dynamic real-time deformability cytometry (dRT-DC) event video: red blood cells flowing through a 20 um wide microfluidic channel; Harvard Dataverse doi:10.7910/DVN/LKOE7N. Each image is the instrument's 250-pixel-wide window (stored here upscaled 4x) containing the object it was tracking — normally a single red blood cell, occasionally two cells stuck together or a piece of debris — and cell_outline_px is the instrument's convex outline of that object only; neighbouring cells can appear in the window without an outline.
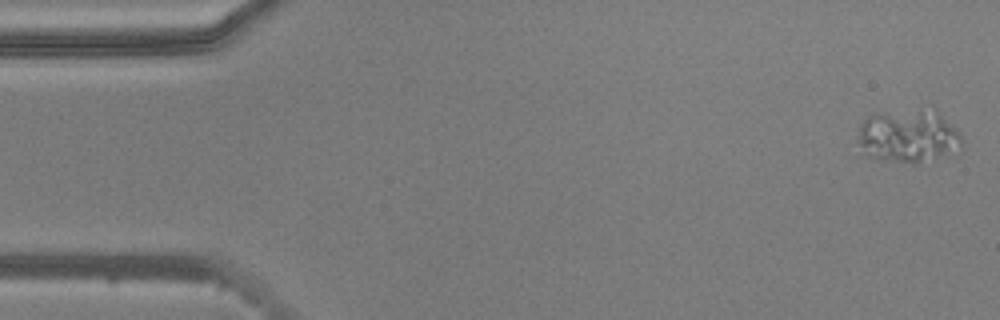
{"species": "common noctule bat (a hibernating species)", "species_latin": "Nyctalus noctula", "temperature_condition": "warm", "stored_images_in_passage": 49, "camera_frame_rate_fps": 3000, "um_per_image_px": 0.085, "animal": {"sex": "male", "body_mass_g": 20.5, "forearm_length_mm": 52.5}, "frame": {"image": 1, "passage_image": 1, "time_ms": 0.0, "image_size_px": [1000, 320], "cell_outline_px": [[960, 140], [944, 152], [916, 164], [912, 164], [880, 160], [856, 156], [856, 140], [860, 124], [868, 116], [876, 112], [936, 112], [956, 128], [960, 132]], "centroid_in_image_um": [76.92, 11.62], "position_along_channel_um": 8.1, "area_um2": 31.44}}
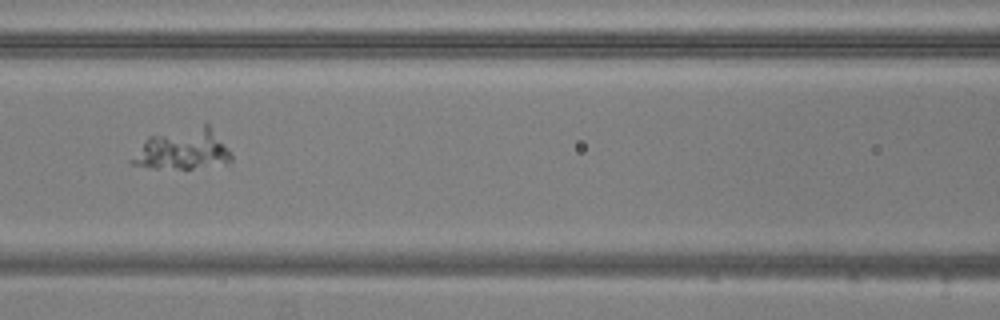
{"frame": {"image": 2, "passage_image": 22, "time_ms": 7.0, "image_size_px": [1000, 320], "cell_outline_px": [[232, 164], [192, 168], [152, 168], [128, 164], [128, 160], [148, 136], [204, 120], [208, 124], [232, 152]], "centroid_in_image_um": [15.56, 12.65], "position_along_channel_um": 151.0, "area_um2": 24.68}}
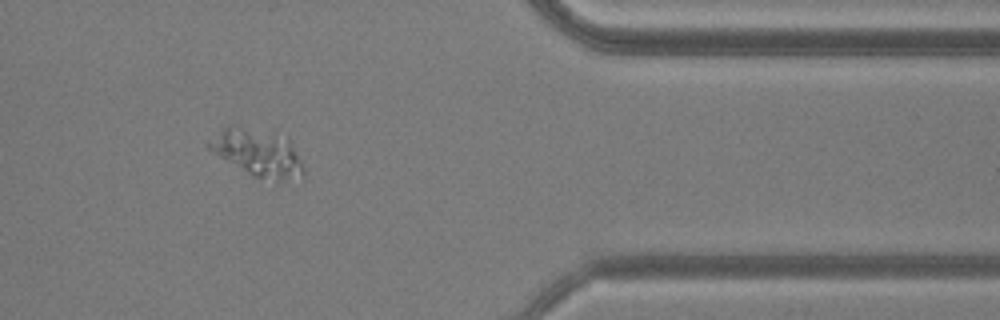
{"frame": {"image": 3, "passage_image": 43, "time_ms": 14.0, "image_size_px": [1000, 320], "cell_outline_px": [[304, 176], [276, 184], [260, 180], [220, 156], [208, 148], [204, 144], [224, 128], [240, 128], [288, 136], [304, 168]], "centroid_in_image_um": [21.99, 13.08], "position_along_channel_um": 389.4, "area_um2": 25.61}}